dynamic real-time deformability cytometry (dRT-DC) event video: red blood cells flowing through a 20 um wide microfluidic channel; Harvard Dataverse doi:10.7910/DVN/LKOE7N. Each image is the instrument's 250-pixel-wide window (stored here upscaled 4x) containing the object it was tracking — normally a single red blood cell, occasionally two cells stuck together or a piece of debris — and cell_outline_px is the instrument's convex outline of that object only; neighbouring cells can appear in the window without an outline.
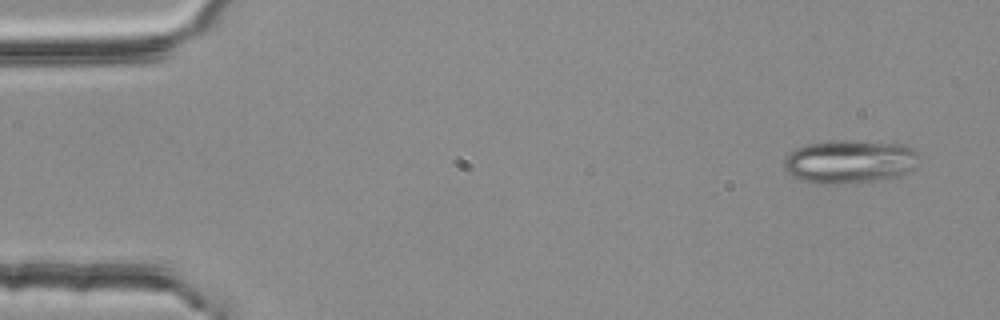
{"species": "common noctule bat (a hibernating species)", "species_latin": "Nyctalus noctula", "temperature_condition": "room temperature", "stored_images_in_passage": 4, "segment_of_instrument_passage": [2, 2], "camera_frame_rate_fps": 3000, "um_per_image_px": 0.085, "animal": {"sex": "female", "body_mass_g": 25.1}, "frame": {"image": 1, "passage_image": 4, "time_ms": 1.0, "image_size_px": [1000, 320], "cell_outline_px": [[916, 168], [900, 176], [880, 180], [840, 184], [812, 184], [800, 180], [792, 176], [784, 168], [784, 156], [788, 152], [804, 144], [832, 140], [852, 140], [904, 144], [912, 148], [916, 152]], "centroid_in_image_um": [72.17, 13.74], "position_along_channel_um": 12.8, "area_um2": 34.8}}